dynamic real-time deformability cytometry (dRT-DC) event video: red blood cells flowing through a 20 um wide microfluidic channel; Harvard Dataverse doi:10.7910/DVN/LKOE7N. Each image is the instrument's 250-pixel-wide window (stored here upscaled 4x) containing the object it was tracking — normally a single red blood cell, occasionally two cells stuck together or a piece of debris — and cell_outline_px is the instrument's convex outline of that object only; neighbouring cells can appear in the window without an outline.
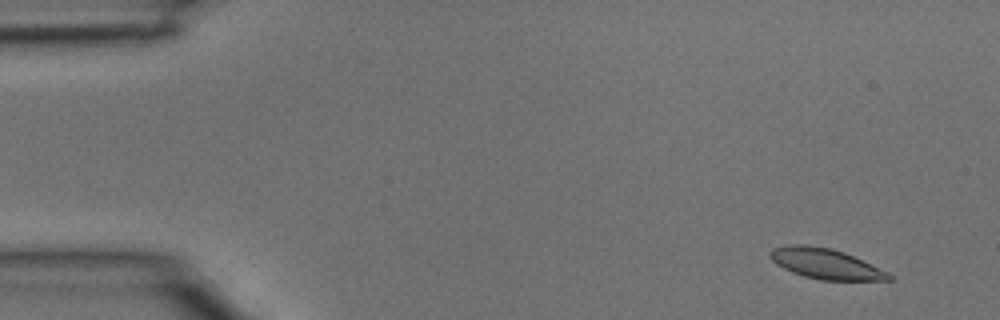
{"species": "common noctule bat (a hibernating species)", "species_latin": "Nyctalus noctula", "temperature_condition": "room temperature", "stored_images_in_passage": 39, "camera_frame_rate_fps": 3000, "um_per_image_px": 0.085, "animal": {"sex": "male", "body_mass_g": 15.6}, "frame": {"image": 1, "passage_image": 2, "time_ms": 0.333, "image_size_px": [1000, 320], "cell_outline_px": [[892, 280], [820, 280], [804, 276], [792, 272], [776, 264], [768, 256], [768, 252], [772, 248], [784, 244], [804, 244], [828, 248], [844, 252], [888, 272], [892, 276]], "centroid_in_image_um": [70.11, 22.41], "position_along_channel_um": 14.9, "area_um2": 20.98}}
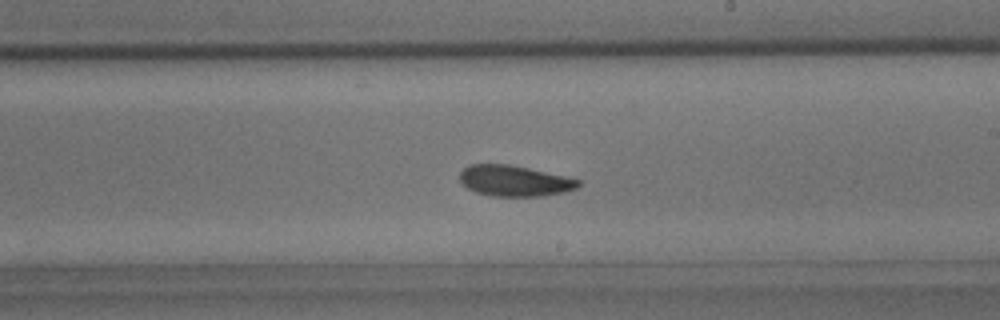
{"frame": {"image": 2, "passage_image": 22, "time_ms": 7.0, "image_size_px": [1000, 320], "cell_outline_px": [[580, 184], [576, 188], [564, 192], [544, 196], [492, 196], [476, 192], [468, 188], [460, 180], [460, 172], [468, 164], [508, 164], [568, 176], [580, 180]], "centroid_in_image_um": [43.74, 15.37], "position_along_channel_um": 245.3, "area_um2": 21.33}}
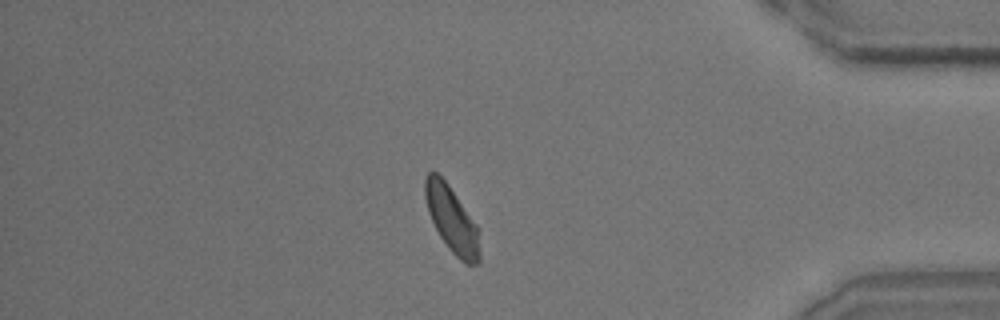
{"frame": {"image": 3, "passage_image": 33, "time_ms": 10.667, "image_size_px": [1000, 320], "cell_outline_px": [[480, 260], [476, 264], [464, 264], [448, 248], [440, 236], [428, 212], [424, 196], [424, 176], [428, 172], [436, 172], [448, 184], [476, 224], [480, 232]], "centroid_in_image_um": [38.41, 18.67], "position_along_channel_um": 396.8, "area_um2": 21.1}}